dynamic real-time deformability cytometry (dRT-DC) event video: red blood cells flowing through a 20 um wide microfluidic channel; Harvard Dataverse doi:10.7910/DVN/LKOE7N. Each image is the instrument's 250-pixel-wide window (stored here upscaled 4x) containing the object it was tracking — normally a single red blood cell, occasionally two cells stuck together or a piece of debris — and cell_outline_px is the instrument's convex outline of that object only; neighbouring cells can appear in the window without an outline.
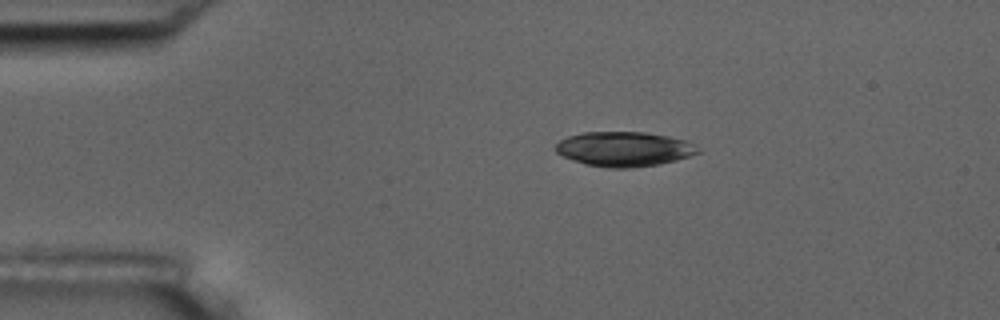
{"species": "common noctule bat (a hibernating species)", "species_latin": "Nyctalus noctula", "temperature_condition": "room temperature", "stored_images_in_passage": 6, "camera_frame_rate_fps": 3000, "um_per_image_px": 0.085, "animal": {"sex": "male", "body_mass_g": 17.5, "forearm_length_mm": 52.3}, "frame": {"image": 1, "passage_image": 1, "time_ms": 0.0, "image_size_px": [1000, 320], "cell_outline_px": [[700, 152], [676, 160], [660, 164], [632, 168], [608, 168], [584, 164], [572, 160], [556, 152], [556, 144], [560, 140], [568, 136], [580, 132], [644, 132], [668, 136], [684, 140], [692, 144]], "centroid_in_image_um": [53.0, 12.67], "position_along_channel_um": 32.0, "area_um2": 28.67}}
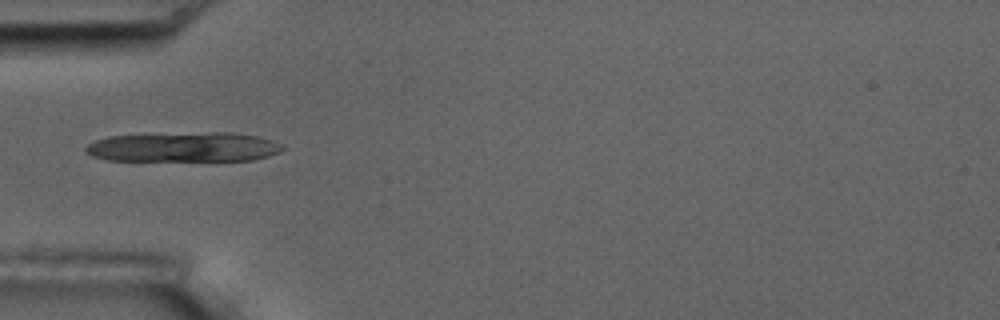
{"frame": {"image": 2, "passage_image": 3, "time_ms": 0.667, "image_size_px": [1000, 320], "cell_outline_px": [[288, 148], [280, 152], [268, 156], [252, 160], [108, 160], [92, 156], [84, 152], [84, 148], [88, 144], [96, 140], [108, 136], [212, 132], [232, 132], [260, 136], [272, 140]], "centroid_in_image_um": [15.66, 12.49], "position_along_channel_um": 69.3, "area_um2": 34.04}}